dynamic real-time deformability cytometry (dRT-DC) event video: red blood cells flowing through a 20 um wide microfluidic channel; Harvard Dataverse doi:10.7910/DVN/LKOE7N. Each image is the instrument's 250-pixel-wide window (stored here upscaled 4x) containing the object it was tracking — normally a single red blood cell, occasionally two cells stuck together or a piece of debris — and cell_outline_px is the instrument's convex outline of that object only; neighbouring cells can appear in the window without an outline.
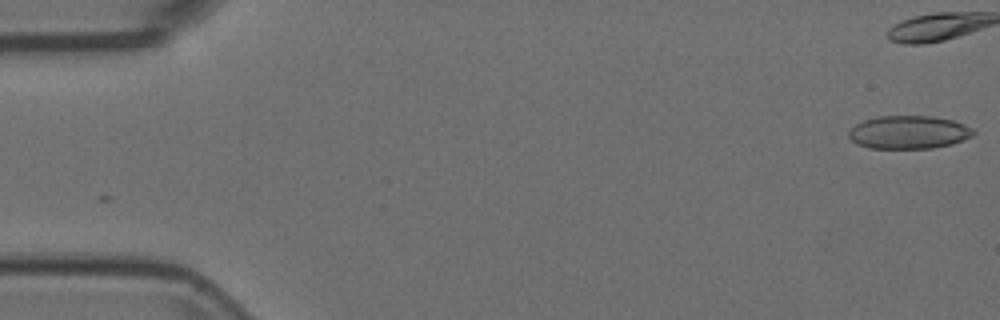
{"species": "Egyptian fruit bat (a non-hibernating species)", "species_latin": "Rousettus aegyptiacus", "temperature_condition": "room temperature", "stored_images_in_passage": 19, "camera_frame_rate_fps": 3000, "um_per_image_px": 0.085, "animal": {"sex": "female"}, "frame": {"image": 1, "passage_image": 1, "time_ms": 0.0, "image_size_px": [1000, 320], "cell_outline_px": [[976, 132], [972, 136], [964, 140], [952, 144], [932, 148], [868, 148], [856, 144], [848, 136], [848, 132], [856, 124], [864, 120], [880, 116], [932, 116], [952, 120], [964, 124], [972, 128]], "centroid_in_image_um": [77.25, 11.24], "position_along_channel_um": 7.7, "area_um2": 24.1}}